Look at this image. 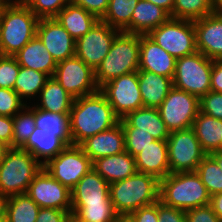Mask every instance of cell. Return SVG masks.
Here are the masks:
<instances>
[{"label":"cell","instance_id":"20","mask_svg":"<svg viewBox=\"0 0 222 222\" xmlns=\"http://www.w3.org/2000/svg\"><path fill=\"white\" fill-rule=\"evenodd\" d=\"M84 153L94 160L120 154L125 151V134L121 123L87 138L79 145Z\"/></svg>","mask_w":222,"mask_h":222},{"label":"cell","instance_id":"49","mask_svg":"<svg viewBox=\"0 0 222 222\" xmlns=\"http://www.w3.org/2000/svg\"><path fill=\"white\" fill-rule=\"evenodd\" d=\"M13 117L0 115V140L12 148Z\"/></svg>","mask_w":222,"mask_h":222},{"label":"cell","instance_id":"52","mask_svg":"<svg viewBox=\"0 0 222 222\" xmlns=\"http://www.w3.org/2000/svg\"><path fill=\"white\" fill-rule=\"evenodd\" d=\"M147 1H150L153 4L161 7L162 9L166 10L170 15H172L174 0H147Z\"/></svg>","mask_w":222,"mask_h":222},{"label":"cell","instance_id":"46","mask_svg":"<svg viewBox=\"0 0 222 222\" xmlns=\"http://www.w3.org/2000/svg\"><path fill=\"white\" fill-rule=\"evenodd\" d=\"M71 212L55 208H40L35 222H69Z\"/></svg>","mask_w":222,"mask_h":222},{"label":"cell","instance_id":"17","mask_svg":"<svg viewBox=\"0 0 222 222\" xmlns=\"http://www.w3.org/2000/svg\"><path fill=\"white\" fill-rule=\"evenodd\" d=\"M70 145H72L70 132H48L36 127L21 149L30 152L38 162L45 165ZM39 158L44 160L41 161Z\"/></svg>","mask_w":222,"mask_h":222},{"label":"cell","instance_id":"43","mask_svg":"<svg viewBox=\"0 0 222 222\" xmlns=\"http://www.w3.org/2000/svg\"><path fill=\"white\" fill-rule=\"evenodd\" d=\"M200 112L222 119V93L210 91L199 99Z\"/></svg>","mask_w":222,"mask_h":222},{"label":"cell","instance_id":"23","mask_svg":"<svg viewBox=\"0 0 222 222\" xmlns=\"http://www.w3.org/2000/svg\"><path fill=\"white\" fill-rule=\"evenodd\" d=\"M71 203H112L109 183L92 168L71 190Z\"/></svg>","mask_w":222,"mask_h":222},{"label":"cell","instance_id":"21","mask_svg":"<svg viewBox=\"0 0 222 222\" xmlns=\"http://www.w3.org/2000/svg\"><path fill=\"white\" fill-rule=\"evenodd\" d=\"M170 18L171 15L161 7L147 0H138L132 13L131 23L122 32L148 35Z\"/></svg>","mask_w":222,"mask_h":222},{"label":"cell","instance_id":"3","mask_svg":"<svg viewBox=\"0 0 222 222\" xmlns=\"http://www.w3.org/2000/svg\"><path fill=\"white\" fill-rule=\"evenodd\" d=\"M110 199L119 217H128L135 210L159 201L160 180L137 172L124 180L109 184Z\"/></svg>","mask_w":222,"mask_h":222},{"label":"cell","instance_id":"30","mask_svg":"<svg viewBox=\"0 0 222 222\" xmlns=\"http://www.w3.org/2000/svg\"><path fill=\"white\" fill-rule=\"evenodd\" d=\"M41 105L38 109L58 114H69L74 98L58 83L54 77H50L38 95Z\"/></svg>","mask_w":222,"mask_h":222},{"label":"cell","instance_id":"29","mask_svg":"<svg viewBox=\"0 0 222 222\" xmlns=\"http://www.w3.org/2000/svg\"><path fill=\"white\" fill-rule=\"evenodd\" d=\"M55 18L75 40L88 33L99 20L92 13L73 3L62 8Z\"/></svg>","mask_w":222,"mask_h":222},{"label":"cell","instance_id":"19","mask_svg":"<svg viewBox=\"0 0 222 222\" xmlns=\"http://www.w3.org/2000/svg\"><path fill=\"white\" fill-rule=\"evenodd\" d=\"M176 59L148 35H140L139 70L174 77Z\"/></svg>","mask_w":222,"mask_h":222},{"label":"cell","instance_id":"59","mask_svg":"<svg viewBox=\"0 0 222 222\" xmlns=\"http://www.w3.org/2000/svg\"><path fill=\"white\" fill-rule=\"evenodd\" d=\"M6 0H0V7Z\"/></svg>","mask_w":222,"mask_h":222},{"label":"cell","instance_id":"16","mask_svg":"<svg viewBox=\"0 0 222 222\" xmlns=\"http://www.w3.org/2000/svg\"><path fill=\"white\" fill-rule=\"evenodd\" d=\"M36 36L41 40L56 62L75 56L76 40L53 18H40Z\"/></svg>","mask_w":222,"mask_h":222},{"label":"cell","instance_id":"6","mask_svg":"<svg viewBox=\"0 0 222 222\" xmlns=\"http://www.w3.org/2000/svg\"><path fill=\"white\" fill-rule=\"evenodd\" d=\"M43 165L28 151L10 148L0 163V192L7 197L26 193Z\"/></svg>","mask_w":222,"mask_h":222},{"label":"cell","instance_id":"45","mask_svg":"<svg viewBox=\"0 0 222 222\" xmlns=\"http://www.w3.org/2000/svg\"><path fill=\"white\" fill-rule=\"evenodd\" d=\"M158 222H187L184 210L170 207L158 201Z\"/></svg>","mask_w":222,"mask_h":222},{"label":"cell","instance_id":"10","mask_svg":"<svg viewBox=\"0 0 222 222\" xmlns=\"http://www.w3.org/2000/svg\"><path fill=\"white\" fill-rule=\"evenodd\" d=\"M43 168L62 185L72 190L93 167L91 159L79 145H70L50 159Z\"/></svg>","mask_w":222,"mask_h":222},{"label":"cell","instance_id":"37","mask_svg":"<svg viewBox=\"0 0 222 222\" xmlns=\"http://www.w3.org/2000/svg\"><path fill=\"white\" fill-rule=\"evenodd\" d=\"M196 173L210 196L222 193V170L210 155H206L199 163Z\"/></svg>","mask_w":222,"mask_h":222},{"label":"cell","instance_id":"9","mask_svg":"<svg viewBox=\"0 0 222 222\" xmlns=\"http://www.w3.org/2000/svg\"><path fill=\"white\" fill-rule=\"evenodd\" d=\"M166 141L170 173L196 172L207 155L192 128L172 131Z\"/></svg>","mask_w":222,"mask_h":222},{"label":"cell","instance_id":"38","mask_svg":"<svg viewBox=\"0 0 222 222\" xmlns=\"http://www.w3.org/2000/svg\"><path fill=\"white\" fill-rule=\"evenodd\" d=\"M35 124L48 132H70L69 114L47 112L35 107Z\"/></svg>","mask_w":222,"mask_h":222},{"label":"cell","instance_id":"40","mask_svg":"<svg viewBox=\"0 0 222 222\" xmlns=\"http://www.w3.org/2000/svg\"><path fill=\"white\" fill-rule=\"evenodd\" d=\"M40 18H53L71 0H22Z\"/></svg>","mask_w":222,"mask_h":222},{"label":"cell","instance_id":"35","mask_svg":"<svg viewBox=\"0 0 222 222\" xmlns=\"http://www.w3.org/2000/svg\"><path fill=\"white\" fill-rule=\"evenodd\" d=\"M211 13L212 0H174L171 18L195 21Z\"/></svg>","mask_w":222,"mask_h":222},{"label":"cell","instance_id":"31","mask_svg":"<svg viewBox=\"0 0 222 222\" xmlns=\"http://www.w3.org/2000/svg\"><path fill=\"white\" fill-rule=\"evenodd\" d=\"M71 214L79 222H116L112 203H71Z\"/></svg>","mask_w":222,"mask_h":222},{"label":"cell","instance_id":"54","mask_svg":"<svg viewBox=\"0 0 222 222\" xmlns=\"http://www.w3.org/2000/svg\"><path fill=\"white\" fill-rule=\"evenodd\" d=\"M213 13L222 14V0H212Z\"/></svg>","mask_w":222,"mask_h":222},{"label":"cell","instance_id":"8","mask_svg":"<svg viewBox=\"0 0 222 222\" xmlns=\"http://www.w3.org/2000/svg\"><path fill=\"white\" fill-rule=\"evenodd\" d=\"M148 36L175 59L197 52L193 21L170 18Z\"/></svg>","mask_w":222,"mask_h":222},{"label":"cell","instance_id":"33","mask_svg":"<svg viewBox=\"0 0 222 222\" xmlns=\"http://www.w3.org/2000/svg\"><path fill=\"white\" fill-rule=\"evenodd\" d=\"M49 78L47 74L41 71L20 66L13 90L22 100L24 98L31 99V97L40 94V91Z\"/></svg>","mask_w":222,"mask_h":222},{"label":"cell","instance_id":"26","mask_svg":"<svg viewBox=\"0 0 222 222\" xmlns=\"http://www.w3.org/2000/svg\"><path fill=\"white\" fill-rule=\"evenodd\" d=\"M14 56L20 66L41 71L49 77L54 76L57 62L37 36Z\"/></svg>","mask_w":222,"mask_h":222},{"label":"cell","instance_id":"58","mask_svg":"<svg viewBox=\"0 0 222 222\" xmlns=\"http://www.w3.org/2000/svg\"><path fill=\"white\" fill-rule=\"evenodd\" d=\"M69 222H79L76 218L73 217V215L70 217Z\"/></svg>","mask_w":222,"mask_h":222},{"label":"cell","instance_id":"15","mask_svg":"<svg viewBox=\"0 0 222 222\" xmlns=\"http://www.w3.org/2000/svg\"><path fill=\"white\" fill-rule=\"evenodd\" d=\"M26 194L40 208H55L71 212V190L57 181L44 168L33 178Z\"/></svg>","mask_w":222,"mask_h":222},{"label":"cell","instance_id":"2","mask_svg":"<svg viewBox=\"0 0 222 222\" xmlns=\"http://www.w3.org/2000/svg\"><path fill=\"white\" fill-rule=\"evenodd\" d=\"M38 21L22 0H6L0 7L1 55L18 53L36 36Z\"/></svg>","mask_w":222,"mask_h":222},{"label":"cell","instance_id":"18","mask_svg":"<svg viewBox=\"0 0 222 222\" xmlns=\"http://www.w3.org/2000/svg\"><path fill=\"white\" fill-rule=\"evenodd\" d=\"M193 23L197 51L211 60H222V14L211 13Z\"/></svg>","mask_w":222,"mask_h":222},{"label":"cell","instance_id":"39","mask_svg":"<svg viewBox=\"0 0 222 222\" xmlns=\"http://www.w3.org/2000/svg\"><path fill=\"white\" fill-rule=\"evenodd\" d=\"M125 134V151L135 157L155 139L144 131H137L135 127H123Z\"/></svg>","mask_w":222,"mask_h":222},{"label":"cell","instance_id":"24","mask_svg":"<svg viewBox=\"0 0 222 222\" xmlns=\"http://www.w3.org/2000/svg\"><path fill=\"white\" fill-rule=\"evenodd\" d=\"M119 122L122 127H135L137 131L148 132L155 140H167L170 135L158 108H139L127 113Z\"/></svg>","mask_w":222,"mask_h":222},{"label":"cell","instance_id":"34","mask_svg":"<svg viewBox=\"0 0 222 222\" xmlns=\"http://www.w3.org/2000/svg\"><path fill=\"white\" fill-rule=\"evenodd\" d=\"M137 3L138 0H109L107 11L100 20L123 31L131 23Z\"/></svg>","mask_w":222,"mask_h":222},{"label":"cell","instance_id":"1","mask_svg":"<svg viewBox=\"0 0 222 222\" xmlns=\"http://www.w3.org/2000/svg\"><path fill=\"white\" fill-rule=\"evenodd\" d=\"M119 121L100 90L74 99L69 113L72 145H80L87 138L114 127Z\"/></svg>","mask_w":222,"mask_h":222},{"label":"cell","instance_id":"22","mask_svg":"<svg viewBox=\"0 0 222 222\" xmlns=\"http://www.w3.org/2000/svg\"><path fill=\"white\" fill-rule=\"evenodd\" d=\"M134 158L140 173L153 175L159 180L170 174L166 140H154Z\"/></svg>","mask_w":222,"mask_h":222},{"label":"cell","instance_id":"27","mask_svg":"<svg viewBox=\"0 0 222 222\" xmlns=\"http://www.w3.org/2000/svg\"><path fill=\"white\" fill-rule=\"evenodd\" d=\"M143 107L158 108L173 87L172 78L138 70Z\"/></svg>","mask_w":222,"mask_h":222},{"label":"cell","instance_id":"28","mask_svg":"<svg viewBox=\"0 0 222 222\" xmlns=\"http://www.w3.org/2000/svg\"><path fill=\"white\" fill-rule=\"evenodd\" d=\"M191 128L207 155L222 151V119H216L199 111Z\"/></svg>","mask_w":222,"mask_h":222},{"label":"cell","instance_id":"47","mask_svg":"<svg viewBox=\"0 0 222 222\" xmlns=\"http://www.w3.org/2000/svg\"><path fill=\"white\" fill-rule=\"evenodd\" d=\"M128 217L132 222H158V201L135 210Z\"/></svg>","mask_w":222,"mask_h":222},{"label":"cell","instance_id":"4","mask_svg":"<svg viewBox=\"0 0 222 222\" xmlns=\"http://www.w3.org/2000/svg\"><path fill=\"white\" fill-rule=\"evenodd\" d=\"M211 196L196 172L170 173L160 180L159 201L187 211L210 204Z\"/></svg>","mask_w":222,"mask_h":222},{"label":"cell","instance_id":"57","mask_svg":"<svg viewBox=\"0 0 222 222\" xmlns=\"http://www.w3.org/2000/svg\"><path fill=\"white\" fill-rule=\"evenodd\" d=\"M116 222H132V220L129 217H118Z\"/></svg>","mask_w":222,"mask_h":222},{"label":"cell","instance_id":"56","mask_svg":"<svg viewBox=\"0 0 222 222\" xmlns=\"http://www.w3.org/2000/svg\"><path fill=\"white\" fill-rule=\"evenodd\" d=\"M218 164L219 167H221L222 170V151H215L209 154Z\"/></svg>","mask_w":222,"mask_h":222},{"label":"cell","instance_id":"13","mask_svg":"<svg viewBox=\"0 0 222 222\" xmlns=\"http://www.w3.org/2000/svg\"><path fill=\"white\" fill-rule=\"evenodd\" d=\"M99 90L120 119L143 107L138 71L116 77L102 85Z\"/></svg>","mask_w":222,"mask_h":222},{"label":"cell","instance_id":"48","mask_svg":"<svg viewBox=\"0 0 222 222\" xmlns=\"http://www.w3.org/2000/svg\"><path fill=\"white\" fill-rule=\"evenodd\" d=\"M71 3L81 6L100 20L107 11L109 0H71Z\"/></svg>","mask_w":222,"mask_h":222},{"label":"cell","instance_id":"5","mask_svg":"<svg viewBox=\"0 0 222 222\" xmlns=\"http://www.w3.org/2000/svg\"><path fill=\"white\" fill-rule=\"evenodd\" d=\"M140 35L120 32L112 42L109 53L95 70L100 88L106 82L139 70Z\"/></svg>","mask_w":222,"mask_h":222},{"label":"cell","instance_id":"41","mask_svg":"<svg viewBox=\"0 0 222 222\" xmlns=\"http://www.w3.org/2000/svg\"><path fill=\"white\" fill-rule=\"evenodd\" d=\"M20 70L15 56L0 55V88L14 89Z\"/></svg>","mask_w":222,"mask_h":222},{"label":"cell","instance_id":"55","mask_svg":"<svg viewBox=\"0 0 222 222\" xmlns=\"http://www.w3.org/2000/svg\"><path fill=\"white\" fill-rule=\"evenodd\" d=\"M9 149H10V146L0 140V163L3 161L7 151Z\"/></svg>","mask_w":222,"mask_h":222},{"label":"cell","instance_id":"53","mask_svg":"<svg viewBox=\"0 0 222 222\" xmlns=\"http://www.w3.org/2000/svg\"><path fill=\"white\" fill-rule=\"evenodd\" d=\"M8 197L0 192V220L6 218V205Z\"/></svg>","mask_w":222,"mask_h":222},{"label":"cell","instance_id":"12","mask_svg":"<svg viewBox=\"0 0 222 222\" xmlns=\"http://www.w3.org/2000/svg\"><path fill=\"white\" fill-rule=\"evenodd\" d=\"M53 77L74 99L99 90L95 71L76 56L57 62Z\"/></svg>","mask_w":222,"mask_h":222},{"label":"cell","instance_id":"60","mask_svg":"<svg viewBox=\"0 0 222 222\" xmlns=\"http://www.w3.org/2000/svg\"><path fill=\"white\" fill-rule=\"evenodd\" d=\"M0 222H7V220H6V219H3V220H0Z\"/></svg>","mask_w":222,"mask_h":222},{"label":"cell","instance_id":"44","mask_svg":"<svg viewBox=\"0 0 222 222\" xmlns=\"http://www.w3.org/2000/svg\"><path fill=\"white\" fill-rule=\"evenodd\" d=\"M185 213L187 222H222L210 204L191 208Z\"/></svg>","mask_w":222,"mask_h":222},{"label":"cell","instance_id":"51","mask_svg":"<svg viewBox=\"0 0 222 222\" xmlns=\"http://www.w3.org/2000/svg\"><path fill=\"white\" fill-rule=\"evenodd\" d=\"M210 205L216 215L222 220V193L211 196Z\"/></svg>","mask_w":222,"mask_h":222},{"label":"cell","instance_id":"14","mask_svg":"<svg viewBox=\"0 0 222 222\" xmlns=\"http://www.w3.org/2000/svg\"><path fill=\"white\" fill-rule=\"evenodd\" d=\"M120 32L98 20L88 33L76 40L75 56L95 71L109 53L112 42Z\"/></svg>","mask_w":222,"mask_h":222},{"label":"cell","instance_id":"42","mask_svg":"<svg viewBox=\"0 0 222 222\" xmlns=\"http://www.w3.org/2000/svg\"><path fill=\"white\" fill-rule=\"evenodd\" d=\"M26 103L11 89L0 88V115L13 117L24 110Z\"/></svg>","mask_w":222,"mask_h":222},{"label":"cell","instance_id":"36","mask_svg":"<svg viewBox=\"0 0 222 222\" xmlns=\"http://www.w3.org/2000/svg\"><path fill=\"white\" fill-rule=\"evenodd\" d=\"M24 110L13 116L12 148H21L36 128L35 106L26 105Z\"/></svg>","mask_w":222,"mask_h":222},{"label":"cell","instance_id":"11","mask_svg":"<svg viewBox=\"0 0 222 222\" xmlns=\"http://www.w3.org/2000/svg\"><path fill=\"white\" fill-rule=\"evenodd\" d=\"M158 110L170 132L188 129L200 111L199 98L173 86Z\"/></svg>","mask_w":222,"mask_h":222},{"label":"cell","instance_id":"32","mask_svg":"<svg viewBox=\"0 0 222 222\" xmlns=\"http://www.w3.org/2000/svg\"><path fill=\"white\" fill-rule=\"evenodd\" d=\"M40 207L26 194L8 197L6 205L7 222H35Z\"/></svg>","mask_w":222,"mask_h":222},{"label":"cell","instance_id":"7","mask_svg":"<svg viewBox=\"0 0 222 222\" xmlns=\"http://www.w3.org/2000/svg\"><path fill=\"white\" fill-rule=\"evenodd\" d=\"M213 61L198 51L176 59L173 86L200 99L211 91Z\"/></svg>","mask_w":222,"mask_h":222},{"label":"cell","instance_id":"50","mask_svg":"<svg viewBox=\"0 0 222 222\" xmlns=\"http://www.w3.org/2000/svg\"><path fill=\"white\" fill-rule=\"evenodd\" d=\"M211 91L222 93V60H214L211 72Z\"/></svg>","mask_w":222,"mask_h":222},{"label":"cell","instance_id":"25","mask_svg":"<svg viewBox=\"0 0 222 222\" xmlns=\"http://www.w3.org/2000/svg\"><path fill=\"white\" fill-rule=\"evenodd\" d=\"M93 169L109 184L136 174L135 158L127 151L101 157L92 162Z\"/></svg>","mask_w":222,"mask_h":222}]
</instances>
